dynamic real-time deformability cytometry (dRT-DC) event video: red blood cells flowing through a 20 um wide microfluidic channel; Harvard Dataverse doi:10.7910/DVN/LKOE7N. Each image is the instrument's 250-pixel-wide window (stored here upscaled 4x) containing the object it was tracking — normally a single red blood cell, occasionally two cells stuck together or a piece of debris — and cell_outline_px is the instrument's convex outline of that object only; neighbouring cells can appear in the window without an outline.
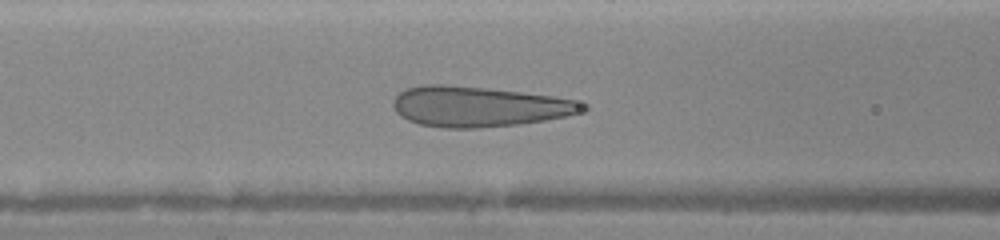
{"species": "human", "species_latin": "Homo sapiens", "temperature_condition": "warm", "stored_images_in_passage": 19, "camera_frame_rate_fps": 3000, "um_per_image_px": 0.085, "donor": {"sex": "female"}, "frame": {"image": 1, "passage_image": 8, "time_ms": 2.0, "image_size_px": [1000, 240], "cell_outline_px": [[588, 108], [564, 116], [544, 120], [516, 124], [476, 128], [444, 128], [420, 124], [408, 120], [400, 116], [396, 112], [392, 104], [396, 96], [400, 92], [408, 88], [424, 84], [444, 84], [488, 88], [552, 96], [572, 100], [588, 104]], "centroid_in_image_um": [40.64, 9.05], "position_along_channel_um": 126.0, "area_um2": 44.1}}
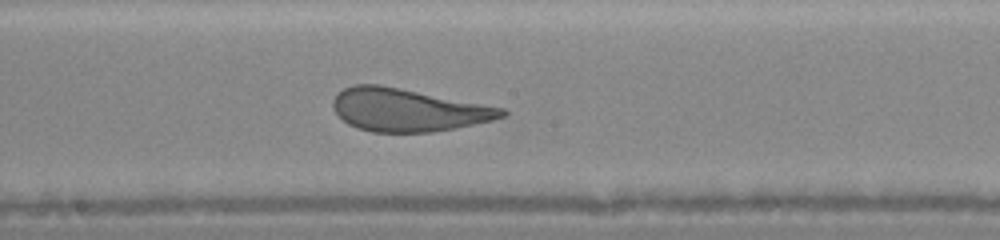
{"frame": {"image": 2, "passage_image": 16, "time_ms": 4.0, "image_size_px": [1000, 240], "cell_outline_px": [[508, 112], [504, 116], [492, 120], [432, 132], [372, 132], [356, 128], [348, 124], [336, 112], [332, 104], [332, 100], [336, 92], [344, 88], [356, 84], [380, 84], [504, 108]], "centroid_in_image_um": [34.61, 9.34], "position_along_channel_um": 213.6, "area_um2": 41.85}}
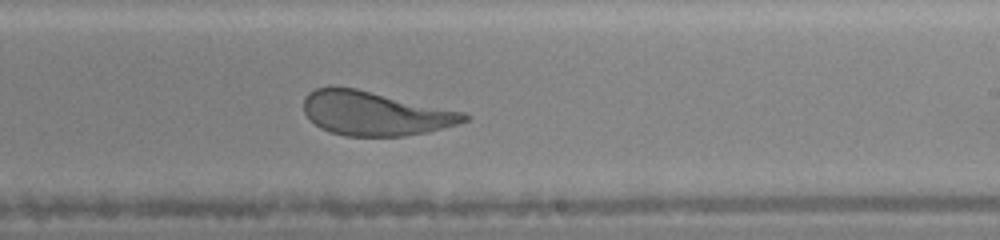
{"frame": {"image": 3, "passage_image": 19, "time_ms": 5.0, "image_size_px": [1000, 240], "cell_outline_px": [[468, 120], [444, 128], [428, 132], [404, 136], [344, 136], [328, 132], [320, 128], [304, 112], [304, 96], [308, 92], [316, 88], [328, 84], [332, 84], [356, 88], [464, 112], [468, 116]], "centroid_in_image_um": [31.82, 9.62], "position_along_channel_um": 257.2, "area_um2": 41.56}}